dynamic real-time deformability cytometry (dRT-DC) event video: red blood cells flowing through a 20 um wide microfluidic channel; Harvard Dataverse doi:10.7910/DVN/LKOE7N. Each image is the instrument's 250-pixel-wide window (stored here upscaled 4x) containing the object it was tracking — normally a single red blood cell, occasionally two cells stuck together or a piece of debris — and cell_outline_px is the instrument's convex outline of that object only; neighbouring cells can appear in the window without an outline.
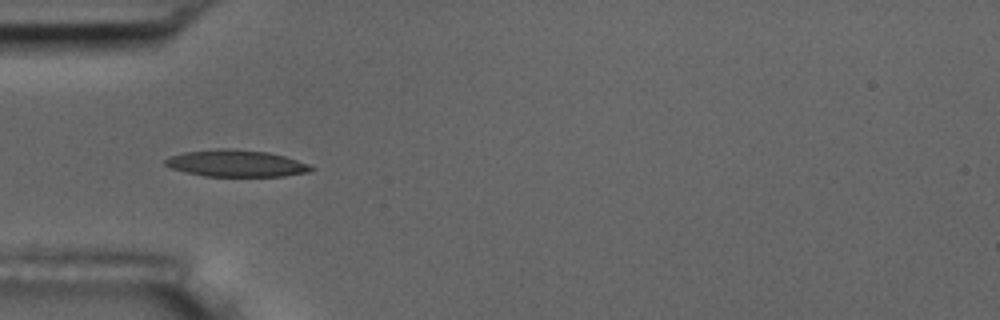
{"species": "common noctule bat (a hibernating species)", "species_latin": "Nyctalus noctula", "temperature_condition": "room temperature", "stored_images_in_passage": 10, "camera_frame_rate_fps": 3000, "um_per_image_px": 0.085, "animal": {"sex": "male", "body_mass_g": 17.5, "forearm_length_mm": 52.3}, "frame": {"image": 1, "passage_image": 4, "time_ms": 3.333, "image_size_px": [1000, 320], "cell_outline_px": [[316, 168], [308, 172], [284, 176], [204, 176], [184, 172], [172, 168], [164, 164], [164, 160], [168, 156], [184, 152], [216, 148], [228, 148], [268, 152], [284, 156], [308, 164]], "centroid_in_image_um": [20.03, 13.88], "position_along_channel_um": 65.0, "area_um2": 22.83}}
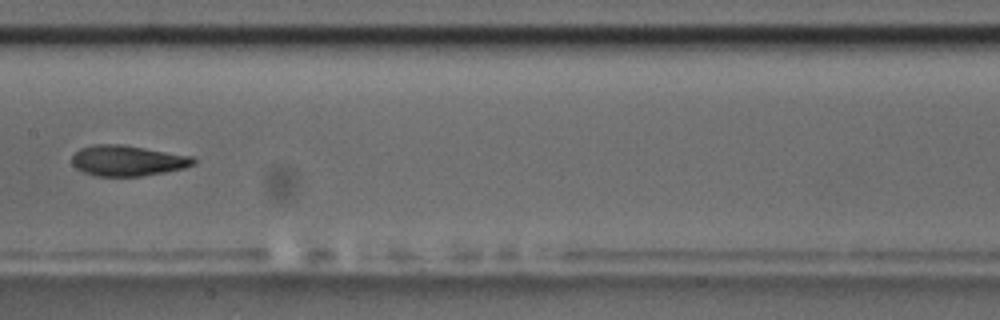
{"frame": {"image": 2, "passage_image": 7, "time_ms": 7.0, "image_size_px": [1000, 320], "cell_outline_px": [[196, 164], [184, 168], [164, 172], [140, 176], [96, 176], [84, 172], [76, 168], [72, 164], [72, 156], [80, 148], [92, 144], [120, 144], [196, 156]], "centroid_in_image_um": [10.87, 13.64], "position_along_channel_um": 196.5, "area_um2": 21.85}}